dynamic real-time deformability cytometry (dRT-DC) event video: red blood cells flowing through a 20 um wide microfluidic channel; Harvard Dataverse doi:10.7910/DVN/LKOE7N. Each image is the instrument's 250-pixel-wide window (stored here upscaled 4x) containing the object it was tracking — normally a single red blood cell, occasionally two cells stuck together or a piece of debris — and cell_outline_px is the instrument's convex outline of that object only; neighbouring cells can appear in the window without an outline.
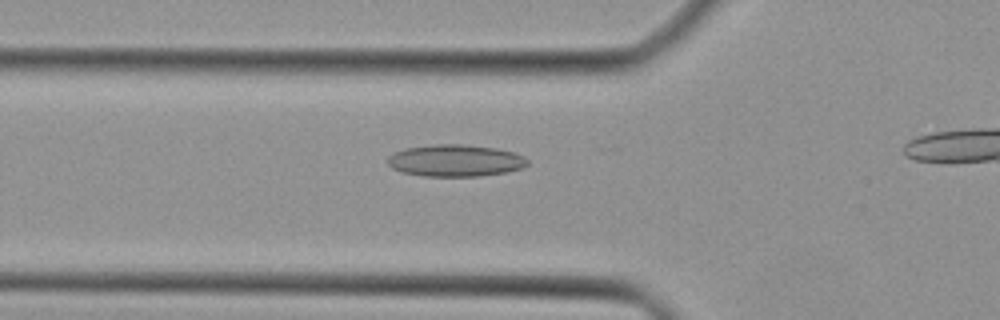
{"species": "Egyptian fruit bat (a non-hibernating species)", "species_latin": "Rousettus aegyptiacus", "temperature_condition": "cold", "stored_images_in_passage": 14, "camera_frame_rate_fps": 3000, "um_per_image_px": 0.085, "animal": {"sex": "female"}, "frame": {"image": 1, "passage_image": 4, "time_ms": 1.0, "image_size_px": [1000, 320], "cell_outline_px": [[528, 164], [524, 168], [504, 172], [480, 176], [424, 176], [400, 172], [392, 168], [388, 164], [388, 156], [404, 148], [432, 144], [460, 144], [496, 148], [512, 152], [524, 156], [528, 160]], "centroid_in_image_um": [38.69, 13.65], "position_along_channel_um": 87.1, "area_um2": 26.07}}
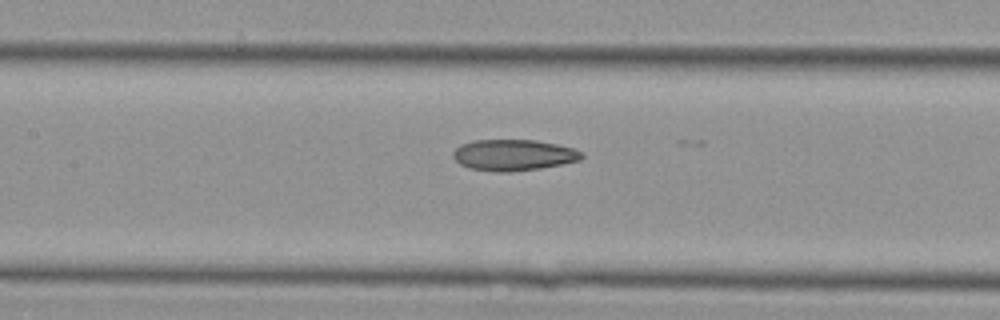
{"frame": {"image": 2, "passage_image": 9, "time_ms": 2.667, "image_size_px": [1000, 320], "cell_outline_px": [[584, 156], [580, 160], [564, 164], [540, 168], [508, 172], [496, 172], [468, 168], [460, 164], [452, 156], [452, 152], [460, 144], [476, 140], [536, 140], [556, 144], [572, 148], [580, 152]], "centroid_in_image_um": [43.62, 13.18], "position_along_channel_um": 163.8, "area_um2": 23.35}}
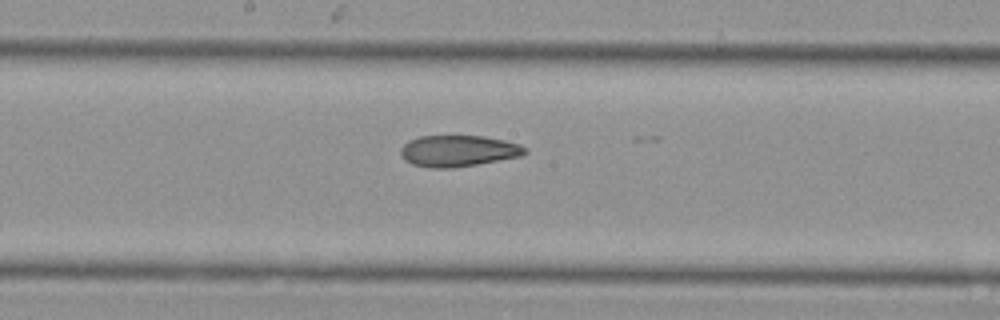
{"frame": {"image": 3, "passage_image": 12, "time_ms": 3.667, "image_size_px": [1000, 320], "cell_outline_px": [[528, 152], [520, 156], [476, 164], [452, 168], [432, 168], [412, 164], [404, 160], [400, 156], [400, 148], [408, 140], [420, 136], [484, 136], [504, 140], [520, 144], [528, 148]], "centroid_in_image_um": [38.93, 12.82], "position_along_channel_um": 209.3, "area_um2": 22.77}}